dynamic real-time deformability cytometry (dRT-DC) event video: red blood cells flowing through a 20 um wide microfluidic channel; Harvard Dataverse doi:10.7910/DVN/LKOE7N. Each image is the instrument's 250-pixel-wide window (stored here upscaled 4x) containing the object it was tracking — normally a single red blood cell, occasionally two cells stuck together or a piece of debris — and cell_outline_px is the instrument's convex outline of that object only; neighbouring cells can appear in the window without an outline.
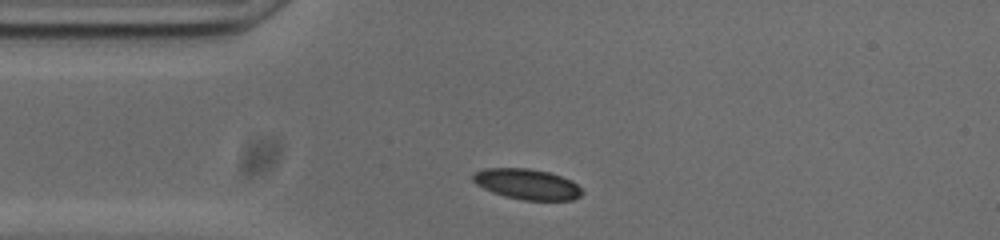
{"species": "common noctule bat (a hibernating species)", "species_latin": "Nyctalus noctula", "temperature_condition": "cold", "stored_images_in_passage": 33, "camera_frame_rate_fps": 3000, "um_per_image_px": 0.085, "animal": {"sex": "male", "body_mass_g": 20.0, "forearm_length_mm": 53.3}, "frame": {"image": 1, "passage_image": 1, "time_ms": 0.0, "image_size_px": [1000, 240], "cell_outline_px": [[584, 192], [580, 196], [572, 200], [524, 200], [504, 196], [492, 192], [476, 184], [472, 180], [472, 172], [484, 168], [528, 168], [548, 172], [572, 180]], "centroid_in_image_um": [44.77, 15.65], "position_along_channel_um": 40.2, "area_um2": 19.48}}
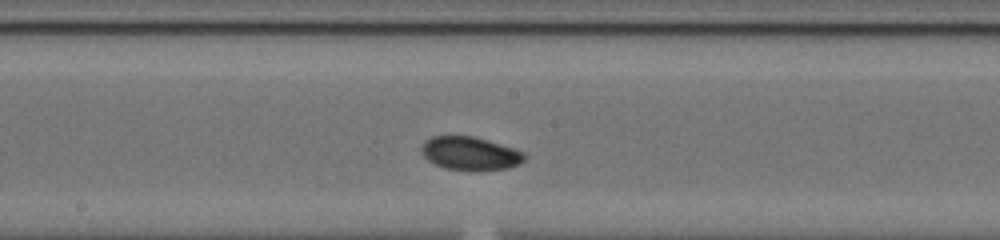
{"frame": {"image": 2, "passage_image": 16, "time_ms": 5.0, "image_size_px": [1000, 240], "cell_outline_px": [[528, 156], [520, 164], [508, 168], [444, 168], [428, 160], [424, 156], [420, 148], [424, 140], [432, 136], [472, 136], [516, 148], [524, 152]], "centroid_in_image_um": [39.97, 13.0], "position_along_channel_um": 208.2, "area_um2": 19.54}}
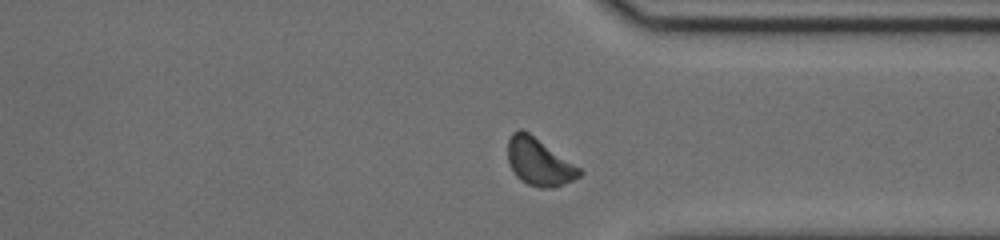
{"frame": {"image": 3, "passage_image": 29, "time_ms": 9.333, "image_size_px": [1000, 240], "cell_outline_px": [[584, 172], [580, 176], [572, 180], [552, 188], [540, 188], [528, 184], [520, 180], [516, 176], [508, 164], [508, 140], [512, 132], [520, 128], [528, 132], [580, 168]], "centroid_in_image_um": [45.79, 13.77], "position_along_channel_um": 365.6, "area_um2": 19.59}, "authors_computed_cell_mechanics": {"area_um2": 19.5364, "velocity_mm_per_s": 3.6867, "shape_relaxation_time_tau1_ms": 1.3715, "shape_relaxation_time_tau2_ms": null, "deformation_change_tau1": 0.063, "deformation_change_tau2": null}}